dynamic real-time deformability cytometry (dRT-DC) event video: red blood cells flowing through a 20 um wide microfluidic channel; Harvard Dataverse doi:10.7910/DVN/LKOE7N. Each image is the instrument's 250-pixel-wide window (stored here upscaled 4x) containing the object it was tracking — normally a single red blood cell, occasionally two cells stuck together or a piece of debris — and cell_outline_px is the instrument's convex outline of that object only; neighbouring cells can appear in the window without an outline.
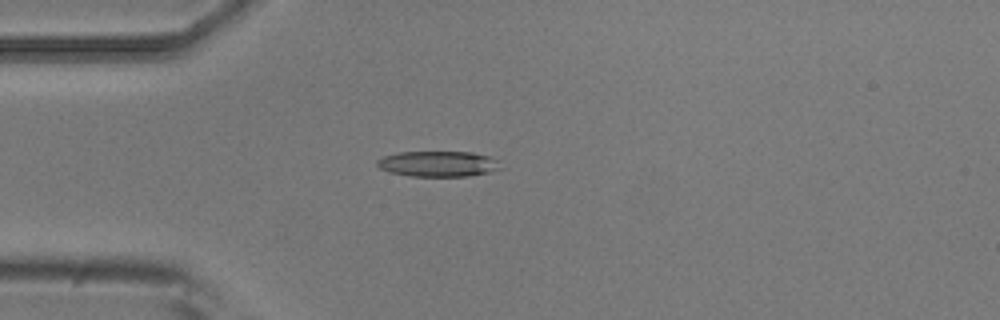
{"species": "common noctule bat (a hibernating species)", "species_latin": "Nyctalus noctula", "temperature_condition": "room temperature", "stored_images_in_passage": 2, "camera_frame_rate_fps": 3000, "um_per_image_px": 0.085, "animal": {"sex": "male", "body_mass_g": 20.5, "forearm_length_mm": 52.5}, "frame": {"image": 1, "passage_image": 1, "time_ms": 0.0, "image_size_px": [1000, 320], "cell_outline_px": [[504, 168], [488, 172], [468, 176], [412, 176], [392, 172], [380, 168], [376, 164], [376, 160], [384, 156], [400, 152], [472, 152], [488, 156], [500, 160]], "centroid_in_image_um": [37.31, 13.92], "position_along_channel_um": 47.7, "area_um2": 18.44}}